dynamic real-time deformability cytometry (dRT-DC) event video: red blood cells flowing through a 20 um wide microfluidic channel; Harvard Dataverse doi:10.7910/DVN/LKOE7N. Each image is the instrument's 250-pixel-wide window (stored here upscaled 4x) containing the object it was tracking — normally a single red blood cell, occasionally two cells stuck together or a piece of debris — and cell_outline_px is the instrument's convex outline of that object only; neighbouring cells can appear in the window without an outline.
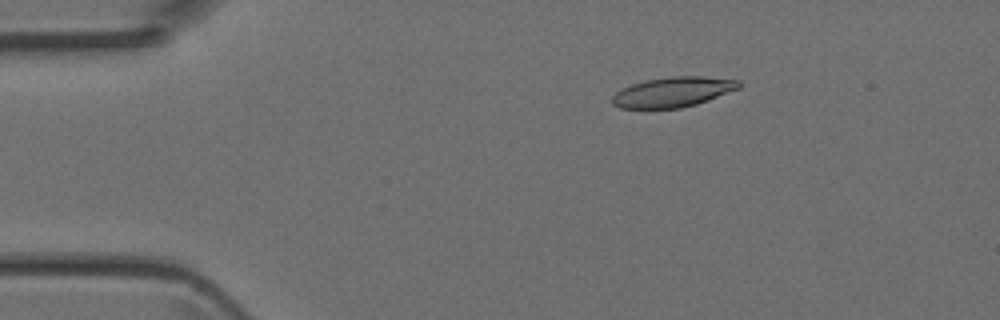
{"species": "Egyptian fruit bat (a non-hibernating species)", "species_latin": "Rousettus aegyptiacus", "temperature_condition": "room temperature", "stored_images_in_passage": 4, "camera_frame_rate_fps": 3000, "um_per_image_px": 0.085, "animal": {"sex": "female"}, "frame": {"image": 1, "passage_image": 2, "time_ms": 0.333, "image_size_px": [1000, 320], "cell_outline_px": [[740, 88], [696, 104], [680, 108], [620, 108], [612, 104], [612, 96], [616, 92], [632, 84], [644, 80], [672, 76], [700, 76], [740, 80]], "centroid_in_image_um": [57.19, 7.81], "position_along_channel_um": 27.8, "area_um2": 22.02}}
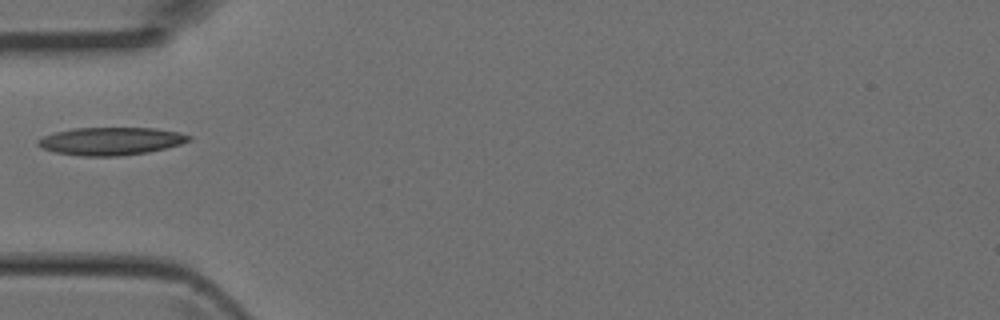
{"frame": {"image": 2, "passage_image": 4, "time_ms": 1.0, "image_size_px": [1000, 320], "cell_outline_px": [[192, 140], [180, 144], [148, 152], [120, 156], [80, 156], [56, 152], [40, 148], [36, 144], [36, 140], [44, 136], [56, 132], [72, 128], [156, 128], [176, 132], [192, 136]], "centroid_in_image_um": [9.39, 12.0], "position_along_channel_um": 75.6, "area_um2": 24.45}}